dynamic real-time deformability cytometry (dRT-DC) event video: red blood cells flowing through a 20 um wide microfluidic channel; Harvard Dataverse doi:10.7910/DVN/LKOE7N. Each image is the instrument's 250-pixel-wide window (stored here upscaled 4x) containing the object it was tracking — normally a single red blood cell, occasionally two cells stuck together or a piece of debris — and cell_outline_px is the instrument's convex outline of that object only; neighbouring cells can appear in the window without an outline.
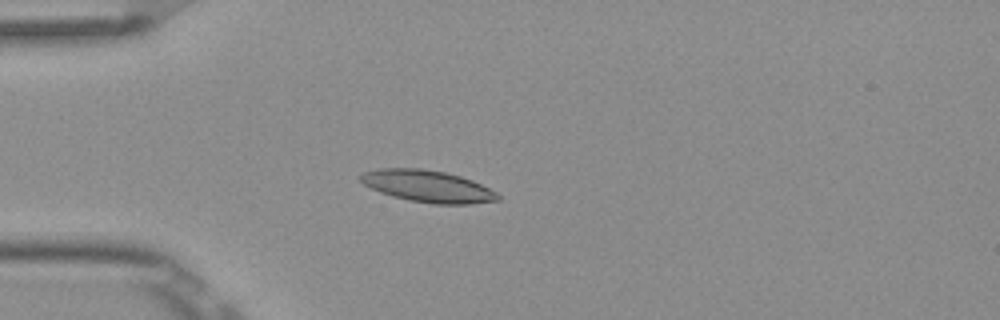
{"species": "Egyptian fruit bat (a non-hibernating species)", "species_latin": "Rousettus aegyptiacus", "temperature_condition": "room temperature", "stored_images_in_passage": 7, "camera_frame_rate_fps": 3000, "um_per_image_px": 0.085, "frame": {"image": 1, "passage_image": 5, "time_ms": 1.333, "image_size_px": [1000, 320], "cell_outline_px": [[500, 200], [468, 204], [436, 204], [412, 200], [392, 196], [380, 192], [364, 184], [360, 180], [360, 176], [364, 172], [380, 168], [424, 168], [444, 172], [460, 176], [472, 180], [496, 192], [500, 196]], "centroid_in_image_um": [36.36, 15.82], "position_along_channel_um": 48.6, "area_um2": 25.26}}
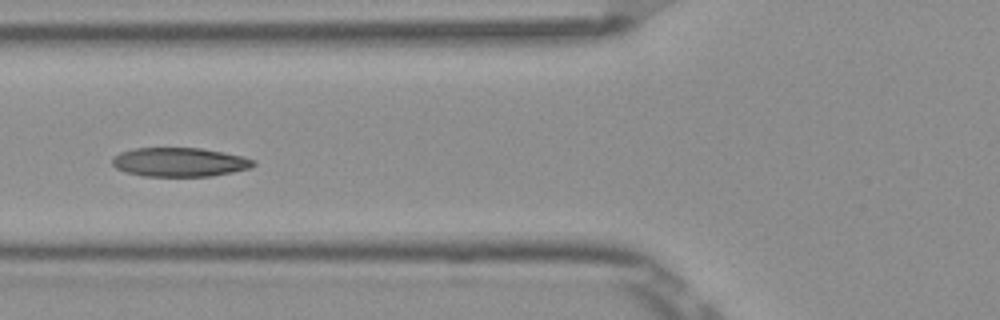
{"frame": {"image": 2, "passage_image": 7, "time_ms": 2.0, "image_size_px": [1000, 320], "cell_outline_px": [[256, 164], [252, 168], [212, 176], [144, 176], [124, 172], [116, 168], [112, 164], [112, 160], [120, 152], [136, 148], [200, 148], [224, 152], [244, 156], [256, 160]], "centroid_in_image_um": [15.31, 13.78], "position_along_channel_um": 110.5, "area_um2": 23.99}}